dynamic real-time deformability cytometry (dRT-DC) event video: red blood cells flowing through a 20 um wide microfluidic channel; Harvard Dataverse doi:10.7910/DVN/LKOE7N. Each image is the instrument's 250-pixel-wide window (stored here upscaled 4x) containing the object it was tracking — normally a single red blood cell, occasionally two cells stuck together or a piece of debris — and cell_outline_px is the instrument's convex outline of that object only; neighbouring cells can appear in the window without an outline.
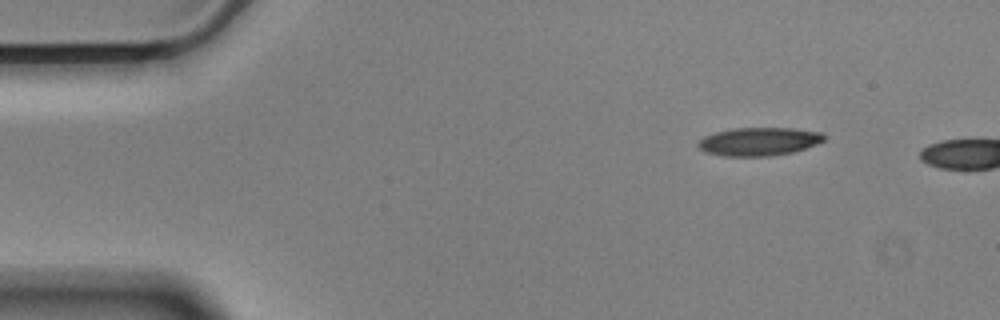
{"species": "Egyptian fruit bat (a non-hibernating species)", "species_latin": "Rousettus aegyptiacus", "temperature_condition": "cold", "stored_images_in_passage": 3, "camera_frame_rate_fps": 3000, "um_per_image_px": 0.085, "animal": {"sex": "male"}, "frame": {"image": 1, "passage_image": 1, "time_ms": 0.0, "image_size_px": [1000, 320], "cell_outline_px": [[824, 140], [816, 144], [792, 152], [768, 156], [724, 156], [704, 152], [696, 144], [704, 136], [716, 132], [732, 128], [792, 128], [820, 132], [824, 136]], "centroid_in_image_um": [64.47, 12.03], "position_along_channel_um": 20.5, "area_um2": 20.58}}